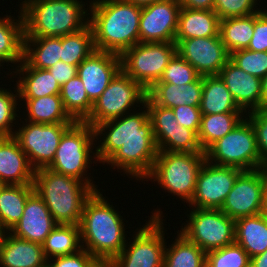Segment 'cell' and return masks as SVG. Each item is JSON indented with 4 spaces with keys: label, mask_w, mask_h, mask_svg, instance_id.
Listing matches in <instances>:
<instances>
[{
    "label": "cell",
    "mask_w": 267,
    "mask_h": 267,
    "mask_svg": "<svg viewBox=\"0 0 267 267\" xmlns=\"http://www.w3.org/2000/svg\"><path fill=\"white\" fill-rule=\"evenodd\" d=\"M24 100L27 111L25 121L44 124H73L75 121L65 111L60 95H49Z\"/></svg>",
    "instance_id": "cell-29"
},
{
    "label": "cell",
    "mask_w": 267,
    "mask_h": 267,
    "mask_svg": "<svg viewBox=\"0 0 267 267\" xmlns=\"http://www.w3.org/2000/svg\"><path fill=\"white\" fill-rule=\"evenodd\" d=\"M89 267H113L111 260L96 259Z\"/></svg>",
    "instance_id": "cell-53"
},
{
    "label": "cell",
    "mask_w": 267,
    "mask_h": 267,
    "mask_svg": "<svg viewBox=\"0 0 267 267\" xmlns=\"http://www.w3.org/2000/svg\"><path fill=\"white\" fill-rule=\"evenodd\" d=\"M248 50L256 52L267 51V10L254 13V32L248 45Z\"/></svg>",
    "instance_id": "cell-46"
},
{
    "label": "cell",
    "mask_w": 267,
    "mask_h": 267,
    "mask_svg": "<svg viewBox=\"0 0 267 267\" xmlns=\"http://www.w3.org/2000/svg\"><path fill=\"white\" fill-rule=\"evenodd\" d=\"M259 0H215L213 10L220 20L231 17H244L261 11ZM256 8V9H255Z\"/></svg>",
    "instance_id": "cell-44"
},
{
    "label": "cell",
    "mask_w": 267,
    "mask_h": 267,
    "mask_svg": "<svg viewBox=\"0 0 267 267\" xmlns=\"http://www.w3.org/2000/svg\"><path fill=\"white\" fill-rule=\"evenodd\" d=\"M121 71L119 55L95 50L78 65V76L89 100L94 104Z\"/></svg>",
    "instance_id": "cell-18"
},
{
    "label": "cell",
    "mask_w": 267,
    "mask_h": 267,
    "mask_svg": "<svg viewBox=\"0 0 267 267\" xmlns=\"http://www.w3.org/2000/svg\"><path fill=\"white\" fill-rule=\"evenodd\" d=\"M144 105L147 107L154 140L159 149L167 141V131L178 126L177 120L172 108L156 105L148 96H146Z\"/></svg>",
    "instance_id": "cell-38"
},
{
    "label": "cell",
    "mask_w": 267,
    "mask_h": 267,
    "mask_svg": "<svg viewBox=\"0 0 267 267\" xmlns=\"http://www.w3.org/2000/svg\"><path fill=\"white\" fill-rule=\"evenodd\" d=\"M46 259L71 255L82 249L79 225L58 224L42 243Z\"/></svg>",
    "instance_id": "cell-33"
},
{
    "label": "cell",
    "mask_w": 267,
    "mask_h": 267,
    "mask_svg": "<svg viewBox=\"0 0 267 267\" xmlns=\"http://www.w3.org/2000/svg\"><path fill=\"white\" fill-rule=\"evenodd\" d=\"M246 118L251 122L255 132L261 169L267 163V108L246 113Z\"/></svg>",
    "instance_id": "cell-45"
},
{
    "label": "cell",
    "mask_w": 267,
    "mask_h": 267,
    "mask_svg": "<svg viewBox=\"0 0 267 267\" xmlns=\"http://www.w3.org/2000/svg\"><path fill=\"white\" fill-rule=\"evenodd\" d=\"M94 142L97 143L94 128L85 122H74L62 135L54 159L47 168L77 178L94 191L99 190L86 174L91 163L98 161L96 150L93 151Z\"/></svg>",
    "instance_id": "cell-6"
},
{
    "label": "cell",
    "mask_w": 267,
    "mask_h": 267,
    "mask_svg": "<svg viewBox=\"0 0 267 267\" xmlns=\"http://www.w3.org/2000/svg\"><path fill=\"white\" fill-rule=\"evenodd\" d=\"M177 53L201 76L219 75L230 59L220 36L175 40Z\"/></svg>",
    "instance_id": "cell-16"
},
{
    "label": "cell",
    "mask_w": 267,
    "mask_h": 267,
    "mask_svg": "<svg viewBox=\"0 0 267 267\" xmlns=\"http://www.w3.org/2000/svg\"><path fill=\"white\" fill-rule=\"evenodd\" d=\"M176 53L175 42H139L120 56L121 70L148 91Z\"/></svg>",
    "instance_id": "cell-10"
},
{
    "label": "cell",
    "mask_w": 267,
    "mask_h": 267,
    "mask_svg": "<svg viewBox=\"0 0 267 267\" xmlns=\"http://www.w3.org/2000/svg\"><path fill=\"white\" fill-rule=\"evenodd\" d=\"M230 60L246 73L260 79L267 74V51L242 49L232 52Z\"/></svg>",
    "instance_id": "cell-43"
},
{
    "label": "cell",
    "mask_w": 267,
    "mask_h": 267,
    "mask_svg": "<svg viewBox=\"0 0 267 267\" xmlns=\"http://www.w3.org/2000/svg\"><path fill=\"white\" fill-rule=\"evenodd\" d=\"M20 1L24 37H62L83 29L89 22V9L81 0Z\"/></svg>",
    "instance_id": "cell-4"
},
{
    "label": "cell",
    "mask_w": 267,
    "mask_h": 267,
    "mask_svg": "<svg viewBox=\"0 0 267 267\" xmlns=\"http://www.w3.org/2000/svg\"><path fill=\"white\" fill-rule=\"evenodd\" d=\"M33 192V184L0 185V224L8 232L19 222L26 200Z\"/></svg>",
    "instance_id": "cell-30"
},
{
    "label": "cell",
    "mask_w": 267,
    "mask_h": 267,
    "mask_svg": "<svg viewBox=\"0 0 267 267\" xmlns=\"http://www.w3.org/2000/svg\"><path fill=\"white\" fill-rule=\"evenodd\" d=\"M250 267H267V250L250 258Z\"/></svg>",
    "instance_id": "cell-51"
},
{
    "label": "cell",
    "mask_w": 267,
    "mask_h": 267,
    "mask_svg": "<svg viewBox=\"0 0 267 267\" xmlns=\"http://www.w3.org/2000/svg\"><path fill=\"white\" fill-rule=\"evenodd\" d=\"M146 96L147 91L121 70L93 104L84 122L94 128L102 122L129 114L135 109V104L136 107L145 104Z\"/></svg>",
    "instance_id": "cell-12"
},
{
    "label": "cell",
    "mask_w": 267,
    "mask_h": 267,
    "mask_svg": "<svg viewBox=\"0 0 267 267\" xmlns=\"http://www.w3.org/2000/svg\"><path fill=\"white\" fill-rule=\"evenodd\" d=\"M7 230L0 224V249L2 247L3 240L7 234Z\"/></svg>",
    "instance_id": "cell-55"
},
{
    "label": "cell",
    "mask_w": 267,
    "mask_h": 267,
    "mask_svg": "<svg viewBox=\"0 0 267 267\" xmlns=\"http://www.w3.org/2000/svg\"><path fill=\"white\" fill-rule=\"evenodd\" d=\"M57 225L43 199L34 191L26 200L19 222L9 232L18 238L42 244Z\"/></svg>",
    "instance_id": "cell-20"
},
{
    "label": "cell",
    "mask_w": 267,
    "mask_h": 267,
    "mask_svg": "<svg viewBox=\"0 0 267 267\" xmlns=\"http://www.w3.org/2000/svg\"><path fill=\"white\" fill-rule=\"evenodd\" d=\"M201 75L178 53L170 60L160 80L156 83H169L176 86L196 81Z\"/></svg>",
    "instance_id": "cell-42"
},
{
    "label": "cell",
    "mask_w": 267,
    "mask_h": 267,
    "mask_svg": "<svg viewBox=\"0 0 267 267\" xmlns=\"http://www.w3.org/2000/svg\"><path fill=\"white\" fill-rule=\"evenodd\" d=\"M205 152H158L151 172L144 178L190 203L198 173L204 164Z\"/></svg>",
    "instance_id": "cell-7"
},
{
    "label": "cell",
    "mask_w": 267,
    "mask_h": 267,
    "mask_svg": "<svg viewBox=\"0 0 267 267\" xmlns=\"http://www.w3.org/2000/svg\"><path fill=\"white\" fill-rule=\"evenodd\" d=\"M25 122L22 121L12 137L35 170L47 168L54 159L62 135L72 124Z\"/></svg>",
    "instance_id": "cell-13"
},
{
    "label": "cell",
    "mask_w": 267,
    "mask_h": 267,
    "mask_svg": "<svg viewBox=\"0 0 267 267\" xmlns=\"http://www.w3.org/2000/svg\"><path fill=\"white\" fill-rule=\"evenodd\" d=\"M264 170L267 173V163L264 165Z\"/></svg>",
    "instance_id": "cell-58"
},
{
    "label": "cell",
    "mask_w": 267,
    "mask_h": 267,
    "mask_svg": "<svg viewBox=\"0 0 267 267\" xmlns=\"http://www.w3.org/2000/svg\"><path fill=\"white\" fill-rule=\"evenodd\" d=\"M48 71L59 85L62 86L78 74V66L58 61L53 66L49 67Z\"/></svg>",
    "instance_id": "cell-49"
},
{
    "label": "cell",
    "mask_w": 267,
    "mask_h": 267,
    "mask_svg": "<svg viewBox=\"0 0 267 267\" xmlns=\"http://www.w3.org/2000/svg\"><path fill=\"white\" fill-rule=\"evenodd\" d=\"M127 1L132 2L137 6L144 7V6H147L149 4H152V3L156 2V1H160V0H127Z\"/></svg>",
    "instance_id": "cell-54"
},
{
    "label": "cell",
    "mask_w": 267,
    "mask_h": 267,
    "mask_svg": "<svg viewBox=\"0 0 267 267\" xmlns=\"http://www.w3.org/2000/svg\"><path fill=\"white\" fill-rule=\"evenodd\" d=\"M89 24L96 50L121 56L140 42V6L127 0H91Z\"/></svg>",
    "instance_id": "cell-2"
},
{
    "label": "cell",
    "mask_w": 267,
    "mask_h": 267,
    "mask_svg": "<svg viewBox=\"0 0 267 267\" xmlns=\"http://www.w3.org/2000/svg\"><path fill=\"white\" fill-rule=\"evenodd\" d=\"M180 9L178 0H160L142 7L140 42H175Z\"/></svg>",
    "instance_id": "cell-17"
},
{
    "label": "cell",
    "mask_w": 267,
    "mask_h": 267,
    "mask_svg": "<svg viewBox=\"0 0 267 267\" xmlns=\"http://www.w3.org/2000/svg\"><path fill=\"white\" fill-rule=\"evenodd\" d=\"M181 7L191 10H213L215 0H178Z\"/></svg>",
    "instance_id": "cell-50"
},
{
    "label": "cell",
    "mask_w": 267,
    "mask_h": 267,
    "mask_svg": "<svg viewBox=\"0 0 267 267\" xmlns=\"http://www.w3.org/2000/svg\"><path fill=\"white\" fill-rule=\"evenodd\" d=\"M123 220L100 190L94 191L84 204L79 222L82 248L96 259L112 261L127 243Z\"/></svg>",
    "instance_id": "cell-3"
},
{
    "label": "cell",
    "mask_w": 267,
    "mask_h": 267,
    "mask_svg": "<svg viewBox=\"0 0 267 267\" xmlns=\"http://www.w3.org/2000/svg\"><path fill=\"white\" fill-rule=\"evenodd\" d=\"M141 110L94 127L95 138H100L95 147L98 162L124 171L138 181H143L151 172L158 154L147 107L143 105Z\"/></svg>",
    "instance_id": "cell-1"
},
{
    "label": "cell",
    "mask_w": 267,
    "mask_h": 267,
    "mask_svg": "<svg viewBox=\"0 0 267 267\" xmlns=\"http://www.w3.org/2000/svg\"><path fill=\"white\" fill-rule=\"evenodd\" d=\"M205 267H250V257L237 243L206 253Z\"/></svg>",
    "instance_id": "cell-39"
},
{
    "label": "cell",
    "mask_w": 267,
    "mask_h": 267,
    "mask_svg": "<svg viewBox=\"0 0 267 267\" xmlns=\"http://www.w3.org/2000/svg\"><path fill=\"white\" fill-rule=\"evenodd\" d=\"M242 172L236 167L215 165L205 160L189 207L220 209Z\"/></svg>",
    "instance_id": "cell-15"
},
{
    "label": "cell",
    "mask_w": 267,
    "mask_h": 267,
    "mask_svg": "<svg viewBox=\"0 0 267 267\" xmlns=\"http://www.w3.org/2000/svg\"><path fill=\"white\" fill-rule=\"evenodd\" d=\"M7 90L8 88L3 89L0 87V137H12L15 132L14 128L12 127H15L16 123L19 124L17 121L19 118L16 119L17 117H20V115L18 116L17 113L19 112V110H17V105L20 101V99H18V87L16 90L14 88V92H12V90Z\"/></svg>",
    "instance_id": "cell-40"
},
{
    "label": "cell",
    "mask_w": 267,
    "mask_h": 267,
    "mask_svg": "<svg viewBox=\"0 0 267 267\" xmlns=\"http://www.w3.org/2000/svg\"><path fill=\"white\" fill-rule=\"evenodd\" d=\"M62 37H24L23 59L35 69L61 61Z\"/></svg>",
    "instance_id": "cell-31"
},
{
    "label": "cell",
    "mask_w": 267,
    "mask_h": 267,
    "mask_svg": "<svg viewBox=\"0 0 267 267\" xmlns=\"http://www.w3.org/2000/svg\"><path fill=\"white\" fill-rule=\"evenodd\" d=\"M35 169L13 137H0V184H33Z\"/></svg>",
    "instance_id": "cell-21"
},
{
    "label": "cell",
    "mask_w": 267,
    "mask_h": 267,
    "mask_svg": "<svg viewBox=\"0 0 267 267\" xmlns=\"http://www.w3.org/2000/svg\"><path fill=\"white\" fill-rule=\"evenodd\" d=\"M220 18L214 10L181 7L175 40L220 36Z\"/></svg>",
    "instance_id": "cell-25"
},
{
    "label": "cell",
    "mask_w": 267,
    "mask_h": 267,
    "mask_svg": "<svg viewBox=\"0 0 267 267\" xmlns=\"http://www.w3.org/2000/svg\"><path fill=\"white\" fill-rule=\"evenodd\" d=\"M205 158L212 164L236 167L243 171L260 169V155L251 122L243 118L231 132L205 151Z\"/></svg>",
    "instance_id": "cell-9"
},
{
    "label": "cell",
    "mask_w": 267,
    "mask_h": 267,
    "mask_svg": "<svg viewBox=\"0 0 267 267\" xmlns=\"http://www.w3.org/2000/svg\"><path fill=\"white\" fill-rule=\"evenodd\" d=\"M60 97L65 111L75 122H84L89 117L93 103L78 75L61 86Z\"/></svg>",
    "instance_id": "cell-36"
},
{
    "label": "cell",
    "mask_w": 267,
    "mask_h": 267,
    "mask_svg": "<svg viewBox=\"0 0 267 267\" xmlns=\"http://www.w3.org/2000/svg\"><path fill=\"white\" fill-rule=\"evenodd\" d=\"M245 115V113L201 115L197 137L203 152L217 140L231 132L245 118Z\"/></svg>",
    "instance_id": "cell-32"
},
{
    "label": "cell",
    "mask_w": 267,
    "mask_h": 267,
    "mask_svg": "<svg viewBox=\"0 0 267 267\" xmlns=\"http://www.w3.org/2000/svg\"><path fill=\"white\" fill-rule=\"evenodd\" d=\"M264 213L267 215V173L265 172V205Z\"/></svg>",
    "instance_id": "cell-56"
},
{
    "label": "cell",
    "mask_w": 267,
    "mask_h": 267,
    "mask_svg": "<svg viewBox=\"0 0 267 267\" xmlns=\"http://www.w3.org/2000/svg\"><path fill=\"white\" fill-rule=\"evenodd\" d=\"M168 248H165L163 267H205L206 253L190 242L180 232Z\"/></svg>",
    "instance_id": "cell-35"
},
{
    "label": "cell",
    "mask_w": 267,
    "mask_h": 267,
    "mask_svg": "<svg viewBox=\"0 0 267 267\" xmlns=\"http://www.w3.org/2000/svg\"><path fill=\"white\" fill-rule=\"evenodd\" d=\"M203 76L196 81L181 86L169 83H155L147 96L159 106L174 108L176 106L199 107L202 99Z\"/></svg>",
    "instance_id": "cell-24"
},
{
    "label": "cell",
    "mask_w": 267,
    "mask_h": 267,
    "mask_svg": "<svg viewBox=\"0 0 267 267\" xmlns=\"http://www.w3.org/2000/svg\"><path fill=\"white\" fill-rule=\"evenodd\" d=\"M40 267H51V266H50V264L48 262H46L44 265H42Z\"/></svg>",
    "instance_id": "cell-57"
},
{
    "label": "cell",
    "mask_w": 267,
    "mask_h": 267,
    "mask_svg": "<svg viewBox=\"0 0 267 267\" xmlns=\"http://www.w3.org/2000/svg\"><path fill=\"white\" fill-rule=\"evenodd\" d=\"M199 109L202 115L244 113L235 103L231 92L219 75L203 76L202 99Z\"/></svg>",
    "instance_id": "cell-28"
},
{
    "label": "cell",
    "mask_w": 267,
    "mask_h": 267,
    "mask_svg": "<svg viewBox=\"0 0 267 267\" xmlns=\"http://www.w3.org/2000/svg\"><path fill=\"white\" fill-rule=\"evenodd\" d=\"M93 31L88 23L83 29L62 36L61 61L78 66L95 51Z\"/></svg>",
    "instance_id": "cell-37"
},
{
    "label": "cell",
    "mask_w": 267,
    "mask_h": 267,
    "mask_svg": "<svg viewBox=\"0 0 267 267\" xmlns=\"http://www.w3.org/2000/svg\"><path fill=\"white\" fill-rule=\"evenodd\" d=\"M158 152H203L197 134L184 126L178 125L167 131V141L158 149Z\"/></svg>",
    "instance_id": "cell-41"
},
{
    "label": "cell",
    "mask_w": 267,
    "mask_h": 267,
    "mask_svg": "<svg viewBox=\"0 0 267 267\" xmlns=\"http://www.w3.org/2000/svg\"><path fill=\"white\" fill-rule=\"evenodd\" d=\"M254 32V14L220 20L219 35L229 54L247 49Z\"/></svg>",
    "instance_id": "cell-34"
},
{
    "label": "cell",
    "mask_w": 267,
    "mask_h": 267,
    "mask_svg": "<svg viewBox=\"0 0 267 267\" xmlns=\"http://www.w3.org/2000/svg\"><path fill=\"white\" fill-rule=\"evenodd\" d=\"M47 262L42 244L7 232L0 249L2 267H40Z\"/></svg>",
    "instance_id": "cell-23"
},
{
    "label": "cell",
    "mask_w": 267,
    "mask_h": 267,
    "mask_svg": "<svg viewBox=\"0 0 267 267\" xmlns=\"http://www.w3.org/2000/svg\"><path fill=\"white\" fill-rule=\"evenodd\" d=\"M265 170L264 168L243 171L236 179L220 208L234 221L264 212Z\"/></svg>",
    "instance_id": "cell-14"
},
{
    "label": "cell",
    "mask_w": 267,
    "mask_h": 267,
    "mask_svg": "<svg viewBox=\"0 0 267 267\" xmlns=\"http://www.w3.org/2000/svg\"><path fill=\"white\" fill-rule=\"evenodd\" d=\"M33 186L58 224L79 225L84 204L94 192L83 181L48 168L35 170Z\"/></svg>",
    "instance_id": "cell-5"
},
{
    "label": "cell",
    "mask_w": 267,
    "mask_h": 267,
    "mask_svg": "<svg viewBox=\"0 0 267 267\" xmlns=\"http://www.w3.org/2000/svg\"><path fill=\"white\" fill-rule=\"evenodd\" d=\"M18 76L16 87L19 91V99H34L49 95H60L61 86L50 74L48 69L32 68L24 59L13 68Z\"/></svg>",
    "instance_id": "cell-22"
},
{
    "label": "cell",
    "mask_w": 267,
    "mask_h": 267,
    "mask_svg": "<svg viewBox=\"0 0 267 267\" xmlns=\"http://www.w3.org/2000/svg\"><path fill=\"white\" fill-rule=\"evenodd\" d=\"M262 108H267V74L261 79Z\"/></svg>",
    "instance_id": "cell-52"
},
{
    "label": "cell",
    "mask_w": 267,
    "mask_h": 267,
    "mask_svg": "<svg viewBox=\"0 0 267 267\" xmlns=\"http://www.w3.org/2000/svg\"><path fill=\"white\" fill-rule=\"evenodd\" d=\"M162 213L155 209L148 222L133 232L130 245L127 242L112 260L113 267H163L167 243Z\"/></svg>",
    "instance_id": "cell-8"
},
{
    "label": "cell",
    "mask_w": 267,
    "mask_h": 267,
    "mask_svg": "<svg viewBox=\"0 0 267 267\" xmlns=\"http://www.w3.org/2000/svg\"><path fill=\"white\" fill-rule=\"evenodd\" d=\"M219 77L238 107L246 114L262 108L261 79L240 69L230 59L221 69Z\"/></svg>",
    "instance_id": "cell-19"
},
{
    "label": "cell",
    "mask_w": 267,
    "mask_h": 267,
    "mask_svg": "<svg viewBox=\"0 0 267 267\" xmlns=\"http://www.w3.org/2000/svg\"><path fill=\"white\" fill-rule=\"evenodd\" d=\"M180 232L205 253L235 242V221L220 209L194 208Z\"/></svg>",
    "instance_id": "cell-11"
},
{
    "label": "cell",
    "mask_w": 267,
    "mask_h": 267,
    "mask_svg": "<svg viewBox=\"0 0 267 267\" xmlns=\"http://www.w3.org/2000/svg\"><path fill=\"white\" fill-rule=\"evenodd\" d=\"M177 124L193 130L196 134L200 128L201 110L194 106H176L172 108Z\"/></svg>",
    "instance_id": "cell-48"
},
{
    "label": "cell",
    "mask_w": 267,
    "mask_h": 267,
    "mask_svg": "<svg viewBox=\"0 0 267 267\" xmlns=\"http://www.w3.org/2000/svg\"><path fill=\"white\" fill-rule=\"evenodd\" d=\"M235 243L239 244L250 258L267 250V215L243 217L235 221Z\"/></svg>",
    "instance_id": "cell-26"
},
{
    "label": "cell",
    "mask_w": 267,
    "mask_h": 267,
    "mask_svg": "<svg viewBox=\"0 0 267 267\" xmlns=\"http://www.w3.org/2000/svg\"><path fill=\"white\" fill-rule=\"evenodd\" d=\"M52 260V261H51ZM96 258L86 249H81L77 253L53 257L47 260L51 267H89Z\"/></svg>",
    "instance_id": "cell-47"
},
{
    "label": "cell",
    "mask_w": 267,
    "mask_h": 267,
    "mask_svg": "<svg viewBox=\"0 0 267 267\" xmlns=\"http://www.w3.org/2000/svg\"><path fill=\"white\" fill-rule=\"evenodd\" d=\"M18 13V19L8 14L0 17V67L5 63L16 66L23 60L24 22L21 11Z\"/></svg>",
    "instance_id": "cell-27"
}]
</instances>
